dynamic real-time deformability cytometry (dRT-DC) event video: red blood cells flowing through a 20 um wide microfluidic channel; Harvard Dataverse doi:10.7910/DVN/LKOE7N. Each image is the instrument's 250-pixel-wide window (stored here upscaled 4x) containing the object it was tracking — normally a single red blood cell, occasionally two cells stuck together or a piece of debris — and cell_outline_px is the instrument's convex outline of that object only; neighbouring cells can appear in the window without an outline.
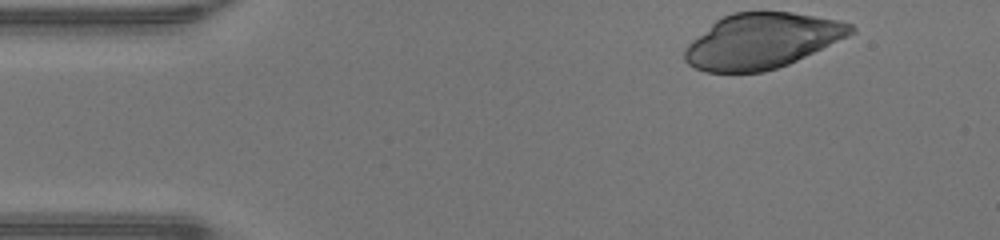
{"species": "human", "species_latin": "Homo sapiens", "temperature_condition": "warm", "stored_images_in_passage": 38, "camera_frame_rate_fps": 3000, "um_per_image_px": 0.085, "donor": {"sex": "male"}, "frame": {"image": 1, "passage_image": 1, "time_ms": 0.0, "image_size_px": [1000, 240], "cell_outline_px": [[856, 32], [848, 36], [788, 64], [764, 72], [708, 72], [696, 68], [688, 64], [684, 60], [684, 48], [692, 40], [716, 20], [732, 12], [792, 12], [840, 20], [852, 24], [856, 28]], "centroid_in_image_um": [64.76, 3.47], "position_along_channel_um": 20.2, "area_um2": 53.23}}